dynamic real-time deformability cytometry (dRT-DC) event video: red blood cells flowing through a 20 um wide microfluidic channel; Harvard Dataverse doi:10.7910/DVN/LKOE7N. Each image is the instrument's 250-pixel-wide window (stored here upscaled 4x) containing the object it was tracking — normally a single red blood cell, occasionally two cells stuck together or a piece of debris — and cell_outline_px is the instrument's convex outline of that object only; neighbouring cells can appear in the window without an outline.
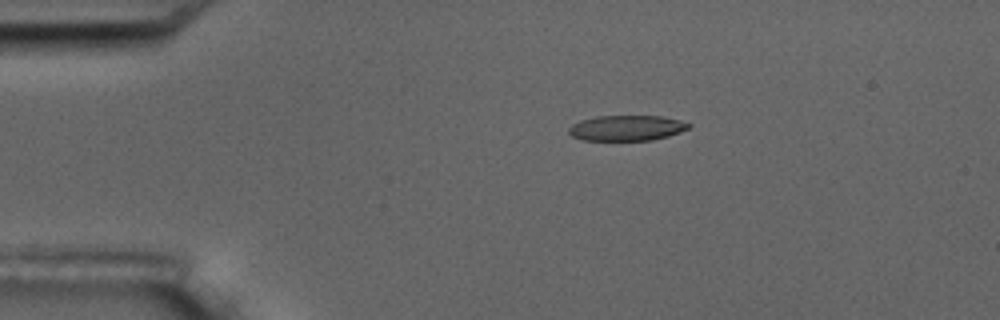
{"species": "common noctule bat (a hibernating species)", "species_latin": "Nyctalus noctula", "temperature_condition": "room temperature", "stored_images_in_passage": 15, "camera_frame_rate_fps": 3000, "um_per_image_px": 0.085, "animal": {"sex": "male", "body_mass_g": 17.5, "forearm_length_mm": 52.3}, "frame": {"image": 1, "passage_image": 3, "time_ms": 2.667, "image_size_px": [1000, 320], "cell_outline_px": [[692, 124], [688, 128], [680, 132], [668, 136], [652, 140], [580, 140], [572, 136], [568, 132], [568, 128], [572, 124], [580, 120], [596, 116], [660, 116], [680, 120]], "centroid_in_image_um": [53.24, 10.88], "position_along_channel_um": 31.8, "area_um2": 17.8}}
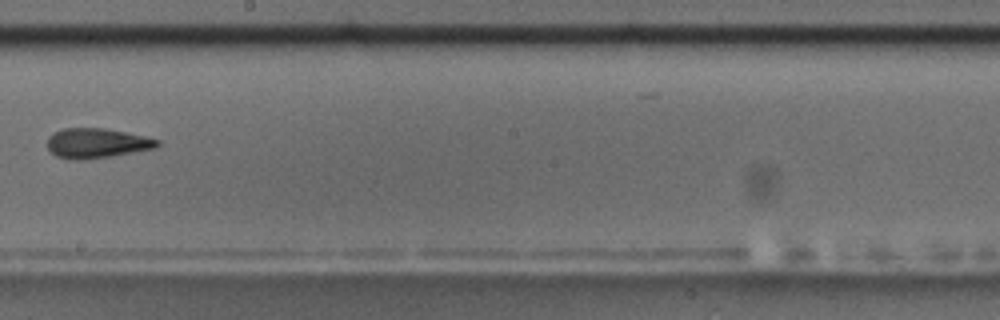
{"frame": {"image": 2, "passage_image": 9, "time_ms": 9.667, "image_size_px": [1000, 320], "cell_outline_px": [[160, 144], [156, 148], [112, 156], [80, 160], [68, 160], [56, 156], [48, 148], [48, 136], [52, 132], [64, 128], [104, 128], [144, 136], [160, 140]], "centroid_in_image_um": [8.2, 12.17], "position_along_channel_um": 240.0, "area_um2": 19.19}, "authors_computed_cell_mechanics": {"area_um2": 18.7272, "velocity_mm_per_s": 3.6537, "shape_relaxation_time_tau1_ms": null, "shape_relaxation_time_tau2_ms": 3.7981, "deformation_change_tau1": null, "deformation_change_tau2": 0.1231}}